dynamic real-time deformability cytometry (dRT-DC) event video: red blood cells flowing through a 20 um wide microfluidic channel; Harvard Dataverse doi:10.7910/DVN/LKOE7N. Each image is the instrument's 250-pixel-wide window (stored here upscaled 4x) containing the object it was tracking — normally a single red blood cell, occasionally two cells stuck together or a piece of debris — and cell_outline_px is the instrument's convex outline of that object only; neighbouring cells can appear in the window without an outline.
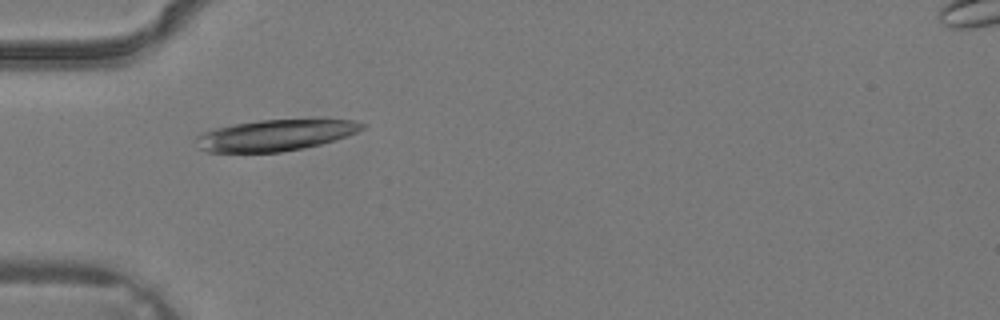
{"species": "common noctule bat (a hibernating species)", "species_latin": "Nyctalus noctula", "temperature_condition": "warm", "stored_images_in_passage": 2, "camera_frame_rate_fps": 3000, "um_per_image_px": 0.085, "animal": {"sex": "male", "body_mass_g": 19.2, "forearm_length_mm": 51.8}, "frame": {"image": 1, "passage_image": 2, "time_ms": 0.333, "image_size_px": [1000, 320], "cell_outline_px": [[368, 124], [364, 128], [356, 132], [320, 144], [304, 148], [280, 152], [208, 152], [200, 148], [196, 136], [204, 132], [216, 128], [236, 124], [260, 120], [352, 120]], "centroid_in_image_um": [23.41, 11.5], "position_along_channel_um": 61.6, "area_um2": 29.54}}